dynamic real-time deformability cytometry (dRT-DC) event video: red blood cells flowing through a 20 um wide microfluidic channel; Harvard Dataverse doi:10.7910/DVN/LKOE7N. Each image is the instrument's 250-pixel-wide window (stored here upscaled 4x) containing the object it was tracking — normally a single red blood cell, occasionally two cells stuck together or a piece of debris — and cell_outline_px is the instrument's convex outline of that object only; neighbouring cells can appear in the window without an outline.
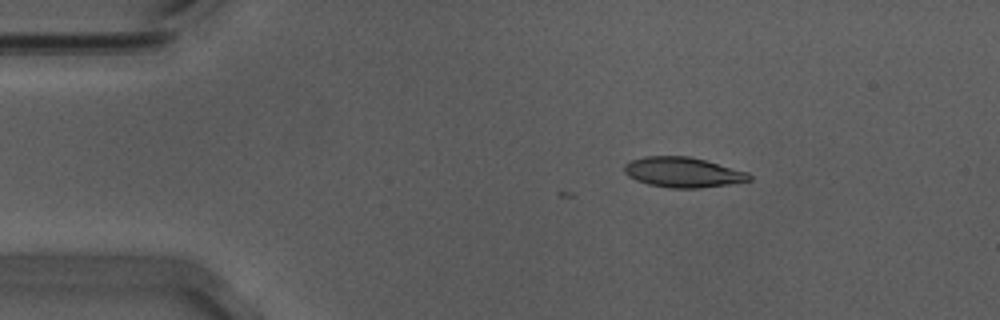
{"species": "Egyptian fruit bat (a non-hibernating species)", "species_latin": "Rousettus aegyptiacus", "temperature_condition": "warm", "stored_images_in_passage": 4, "camera_frame_rate_fps": 3000, "um_per_image_px": 0.085, "animal": {"sex": "male"}, "frame": {"image": 1, "passage_image": 1, "time_ms": 0.0, "image_size_px": [1000, 320], "cell_outline_px": [[752, 180], [728, 184], [700, 188], [672, 188], [648, 184], [636, 180], [628, 176], [624, 172], [624, 164], [632, 160], [644, 156], [688, 156], [704, 160], [748, 172], [752, 176]], "centroid_in_image_um": [58.03, 14.64], "position_along_channel_um": 27.0, "area_um2": 21.85}}